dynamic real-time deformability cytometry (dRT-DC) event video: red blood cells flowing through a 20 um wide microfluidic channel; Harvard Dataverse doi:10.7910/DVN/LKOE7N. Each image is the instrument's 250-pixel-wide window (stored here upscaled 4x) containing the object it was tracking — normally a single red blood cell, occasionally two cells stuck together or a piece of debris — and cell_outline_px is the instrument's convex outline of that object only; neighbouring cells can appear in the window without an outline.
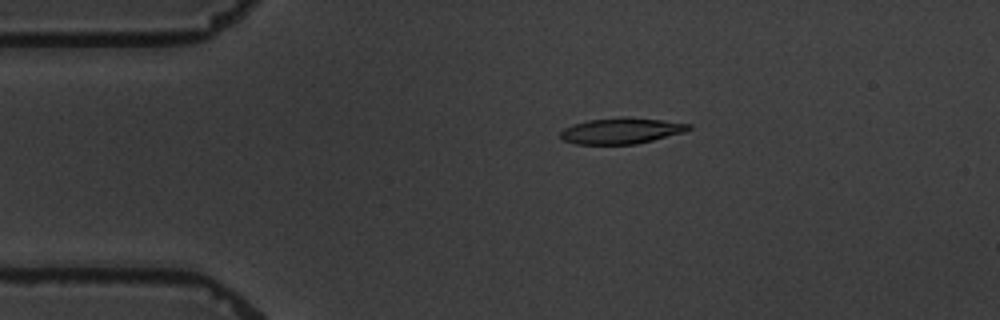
{"species": "common noctule bat (a hibernating species)", "species_latin": "Nyctalus noctula", "temperature_condition": "warm", "stored_images_in_passage": 4, "camera_frame_rate_fps": 3000, "um_per_image_px": 0.085, "animal": {"sex": "male", "body_mass_g": 19.5, "forearm_length_mm": 54.6}, "frame": {"image": 1, "passage_image": 3, "time_ms": 3.0, "image_size_px": [1000, 320], "cell_outline_px": [[692, 128], [684, 132], [636, 144], [576, 144], [564, 140], [560, 136], [560, 132], [564, 128], [572, 124], [588, 120], [624, 116], [660, 120], [692, 124]], "centroid_in_image_um": [52.8, 11.11], "position_along_channel_um": 32.2, "area_um2": 19.36}}